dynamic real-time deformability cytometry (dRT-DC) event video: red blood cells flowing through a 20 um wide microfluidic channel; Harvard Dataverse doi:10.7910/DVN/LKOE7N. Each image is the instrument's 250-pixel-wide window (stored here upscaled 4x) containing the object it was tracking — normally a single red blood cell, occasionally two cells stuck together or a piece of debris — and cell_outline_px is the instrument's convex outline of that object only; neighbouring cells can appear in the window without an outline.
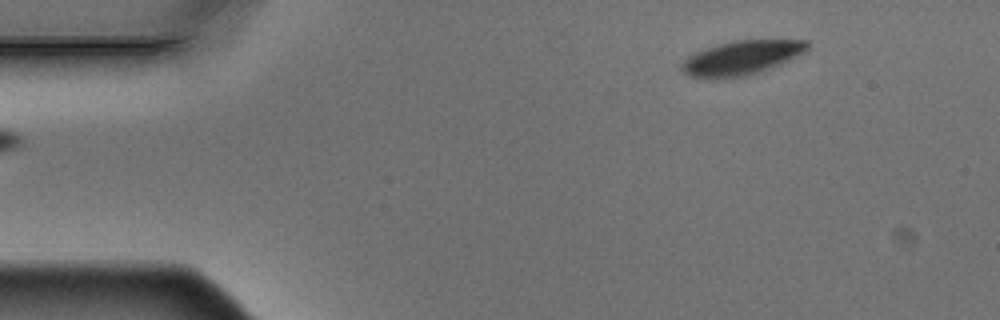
{"species": "Egyptian fruit bat (a non-hibernating species)", "species_latin": "Rousettus aegyptiacus", "temperature_condition": "warm", "stored_images_in_passage": 5, "segment_of_instrument_passage": [2, 2], "camera_frame_rate_fps": 3000, "um_per_image_px": 0.085, "animal": {"sex": "male"}, "frame": {"image": 1, "passage_image": 5, "time_ms": 1.333, "image_size_px": [1000, 320], "cell_outline_px": [[808, 48], [804, 52], [772, 68], [748, 76], [716, 80], [688, 76], [680, 68], [684, 60], [688, 56], [704, 48], [716, 44], [732, 40], [808, 40]], "centroid_in_image_um": [62.98, 4.93], "position_along_channel_um": 22.0, "area_um2": 25.43}}